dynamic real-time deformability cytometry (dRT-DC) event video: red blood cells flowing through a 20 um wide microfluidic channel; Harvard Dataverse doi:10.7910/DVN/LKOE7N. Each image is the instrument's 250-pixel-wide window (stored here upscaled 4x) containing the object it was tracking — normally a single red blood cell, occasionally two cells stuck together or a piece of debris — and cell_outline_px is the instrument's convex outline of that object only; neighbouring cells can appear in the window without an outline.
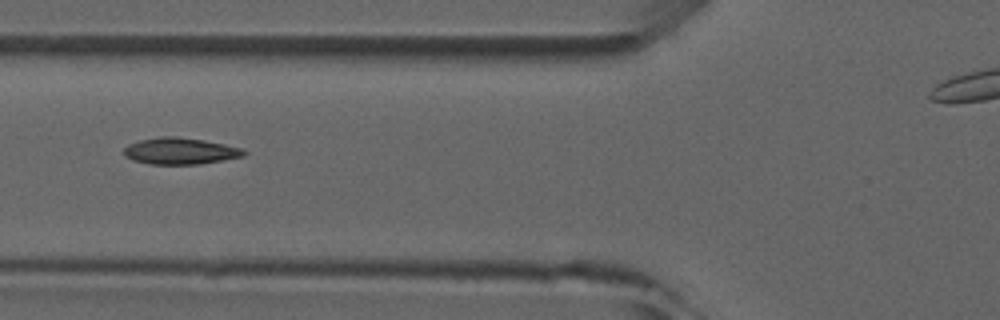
{"species": "common noctule bat (a hibernating species)", "species_latin": "Nyctalus noctula", "temperature_condition": "room temperature", "stored_images_in_passage": 10, "camera_frame_rate_fps": 3000, "um_per_image_px": 0.085, "animal": {"sex": "male", "forearm_length_mm": 52.5}, "frame": {"image": 1, "passage_image": 6, "time_ms": 5.667, "image_size_px": [1000, 320], "cell_outline_px": [[248, 152], [244, 156], [200, 164], [148, 164], [132, 160], [124, 156], [124, 148], [128, 144], [140, 140], [160, 136], [176, 136], [204, 140], [224, 144], [240, 148]], "centroid_in_image_um": [15.29, 12.84], "position_along_channel_um": 110.5, "area_um2": 18.61}}
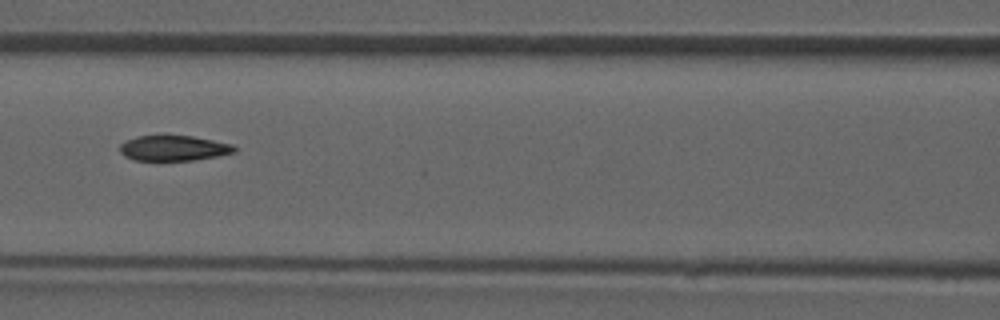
{"frame": {"image": 2, "passage_image": 7, "time_ms": 6.667, "image_size_px": [1000, 320], "cell_outline_px": [[236, 152], [196, 160], [136, 160], [124, 156], [120, 152], [120, 144], [124, 140], [136, 136], [192, 136], [232, 144], [236, 148]], "centroid_in_image_um": [14.74, 12.59], "position_along_channel_um": 151.9, "area_um2": 16.82}}